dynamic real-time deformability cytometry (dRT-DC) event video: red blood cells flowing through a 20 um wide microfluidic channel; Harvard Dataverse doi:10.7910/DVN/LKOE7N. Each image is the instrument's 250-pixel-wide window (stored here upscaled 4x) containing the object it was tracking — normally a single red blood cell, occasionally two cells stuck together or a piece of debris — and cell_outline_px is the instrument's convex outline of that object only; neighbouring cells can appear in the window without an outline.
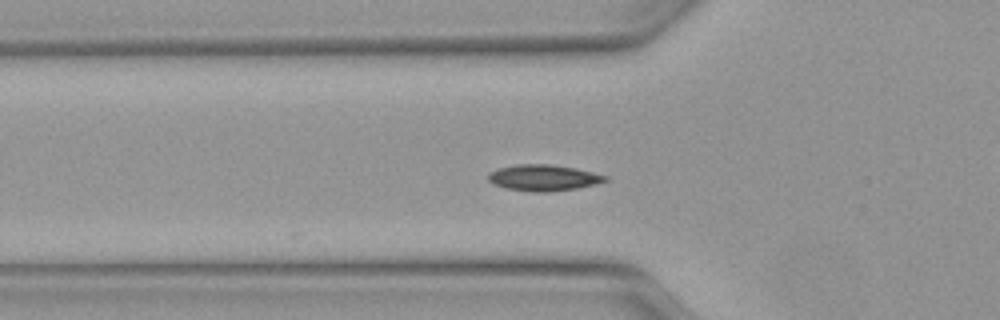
{"species": "Egyptian fruit bat (a non-hibernating species)", "species_latin": "Rousettus aegyptiacus", "temperature_condition": "warm", "stored_images_in_passage": 37, "camera_frame_rate_fps": 3000, "um_per_image_px": 0.085, "animal": {"sex": "female"}, "frame": {"image": 1, "passage_image": 3, "time_ms": 0.667, "image_size_px": [1000, 320], "cell_outline_px": [[608, 180], [596, 184], [576, 188], [548, 192], [532, 192], [504, 188], [488, 180], [488, 176], [492, 172], [500, 168], [516, 164], [552, 164], [576, 168], [608, 176]], "centroid_in_image_um": [46.23, 15.11], "position_along_channel_um": 79.6, "area_um2": 17.74}}
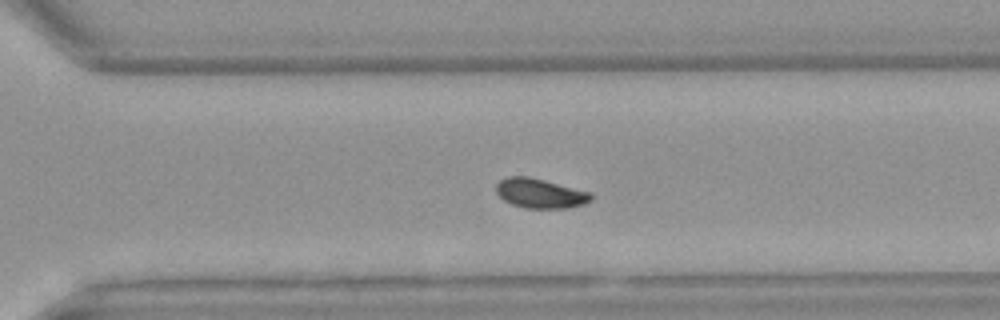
{"frame": {"image": 2, "passage_image": 21, "time_ms": 6.667, "image_size_px": [1000, 320], "cell_outline_px": [[592, 200], [584, 204], [568, 208], [524, 208], [512, 204], [504, 200], [496, 192], [496, 184], [500, 180], [508, 176], [528, 176], [592, 192]], "centroid_in_image_um": [45.92, 16.43], "position_along_channel_um": 324.7, "area_um2": 16.42}}
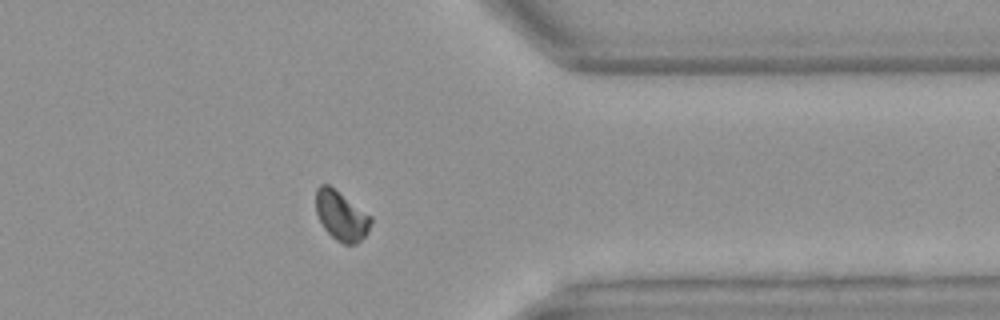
{"frame": {"image": 3, "passage_image": 26, "time_ms": 8.333, "image_size_px": [1000, 320], "cell_outline_px": [[372, 220], [368, 232], [356, 244], [344, 244], [336, 240], [324, 228], [316, 212], [316, 188], [320, 184], [328, 184], [372, 216]], "centroid_in_image_um": [29.01, 18.34], "position_along_channel_um": 382.4, "area_um2": 15.72}}